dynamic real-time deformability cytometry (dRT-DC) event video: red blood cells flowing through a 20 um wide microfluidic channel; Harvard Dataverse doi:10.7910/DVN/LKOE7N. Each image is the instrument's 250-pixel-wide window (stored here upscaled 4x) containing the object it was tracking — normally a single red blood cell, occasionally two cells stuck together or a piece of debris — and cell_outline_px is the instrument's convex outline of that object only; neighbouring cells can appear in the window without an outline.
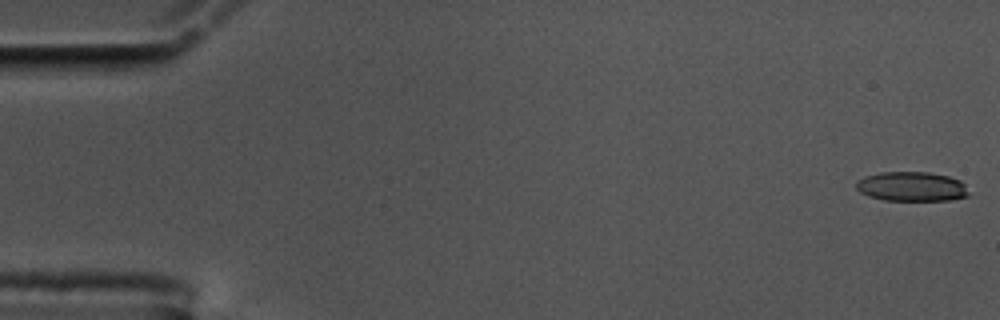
{"species": "common noctule bat (a hibernating species)", "species_latin": "Nyctalus noctula", "temperature_condition": "cold", "stored_images_in_passage": 56, "camera_frame_rate_fps": 3000, "um_per_image_px": 0.085, "animal": {"sex": "male", "body_mass_g": 17.5, "forearm_length_mm": 52.3}, "frame": {"image": 1, "passage_image": 1, "time_ms": 0.0, "image_size_px": [1000, 320], "cell_outline_px": [[968, 196], [952, 200], [884, 200], [868, 196], [860, 192], [856, 188], [856, 180], [864, 176], [880, 172], [928, 172], [948, 176], [960, 180], [964, 184], [968, 192]], "centroid_in_image_um": [77.47, 15.85], "position_along_channel_um": 7.5, "area_um2": 19.42}}
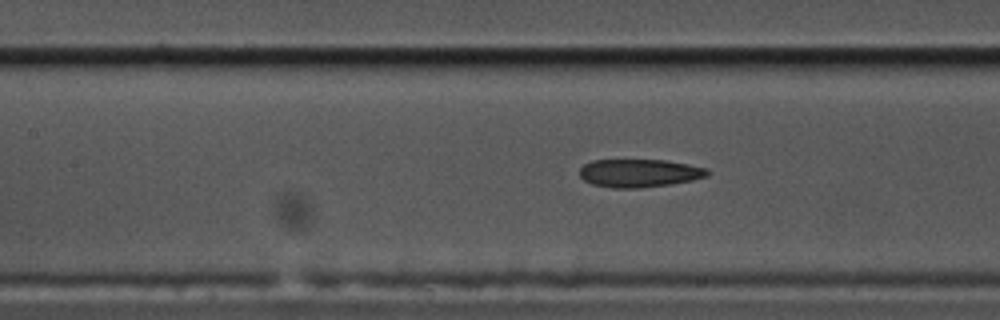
{"frame": {"image": 2, "passage_image": 25, "time_ms": 8.0, "image_size_px": [1000, 320], "cell_outline_px": [[712, 172], [708, 176], [692, 180], [672, 184], [640, 188], [612, 188], [592, 184], [584, 180], [580, 176], [580, 168], [584, 164], [592, 160], [664, 160], [688, 164], [708, 168]], "centroid_in_image_um": [54.37, 14.71], "position_along_channel_um": 153.0, "area_um2": 21.1}}
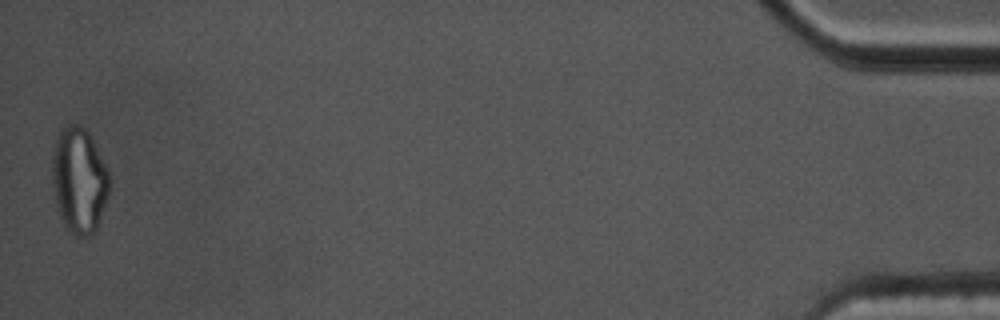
{"frame": {"image": 3, "passage_image": 56, "time_ms": 18.333, "image_size_px": [1000, 320], "cell_outline_px": [[108, 196], [96, 232], [88, 236], [72, 236], [64, 228], [60, 216], [52, 184], [52, 156], [56, 140], [60, 132], [68, 124], [76, 124], [84, 128], [88, 132], [108, 172]], "centroid_in_image_um": [6.71, 15.4], "position_along_channel_um": 428.5, "area_um2": 34.97}, "authors_computed_cell_mechanics": {"area_um2": 21.8195, "velocity_mm_per_s": 3.572, "shape_relaxation_time_tau1_ms": null, "shape_relaxation_time_tau2_ms": 3.3379, "deformation_change_tau1": null, "deformation_change_tau2": 0.1216}}